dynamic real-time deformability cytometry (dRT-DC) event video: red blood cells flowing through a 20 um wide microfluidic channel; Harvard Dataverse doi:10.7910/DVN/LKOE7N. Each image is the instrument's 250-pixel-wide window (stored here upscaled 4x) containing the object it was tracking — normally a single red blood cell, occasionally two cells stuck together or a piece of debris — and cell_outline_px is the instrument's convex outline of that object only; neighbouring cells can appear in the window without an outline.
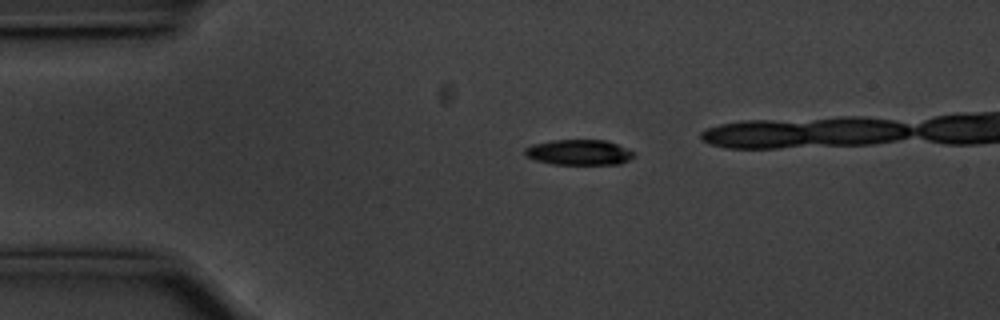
{"species": "common noctule bat (a hibernating species)", "species_latin": "Nyctalus noctula", "temperature_condition": "cold", "stored_images_in_passage": 35, "camera_frame_rate_fps": 3000, "um_per_image_px": 0.085, "animal": {"sex": "male", "body_mass_g": 20.1, "forearm_length_mm": 53.5}, "frame": {"image": 1, "passage_image": 2, "time_ms": 0.333, "image_size_px": [1000, 320], "cell_outline_px": [[636, 156], [620, 164], [552, 164], [536, 160], [524, 156], [524, 148], [532, 144], [552, 140], [604, 140], [616, 144], [636, 152]], "centroid_in_image_um": [49.2, 12.95], "position_along_channel_um": 35.8, "area_um2": 16.24}}
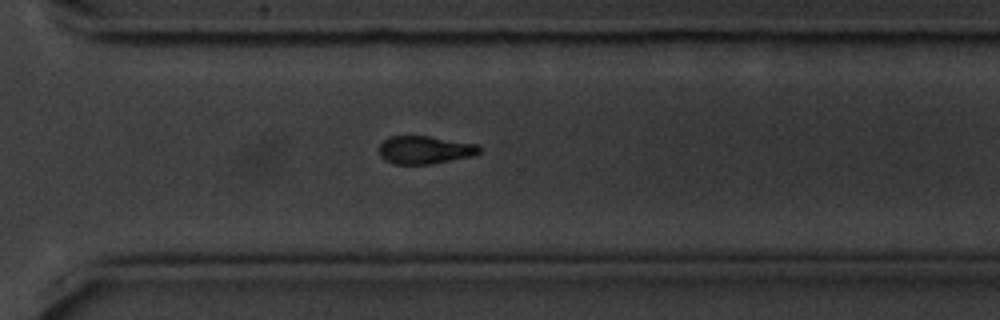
{"frame": {"image": 2, "passage_image": 30, "time_ms": 9.667, "image_size_px": [1000, 320], "cell_outline_px": [[480, 152], [476, 156], [432, 164], [392, 164], [384, 160], [380, 156], [380, 144], [388, 136], [428, 136], [476, 144], [480, 148]], "centroid_in_image_um": [36.11, 12.75], "position_along_channel_um": 334.5, "area_um2": 16.47}}
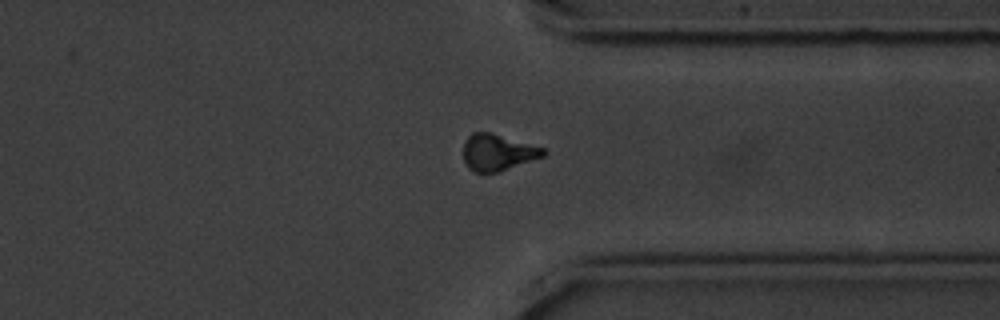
{"frame": {"image": 3, "passage_image": 33, "time_ms": 10.667, "image_size_px": [1000, 320], "cell_outline_px": [[548, 152], [544, 156], [496, 172], [476, 172], [468, 168], [464, 160], [464, 140], [472, 132], [492, 132], [544, 148]], "centroid_in_image_um": [42.29, 12.93], "position_along_channel_um": 369.1, "area_um2": 16.88}}